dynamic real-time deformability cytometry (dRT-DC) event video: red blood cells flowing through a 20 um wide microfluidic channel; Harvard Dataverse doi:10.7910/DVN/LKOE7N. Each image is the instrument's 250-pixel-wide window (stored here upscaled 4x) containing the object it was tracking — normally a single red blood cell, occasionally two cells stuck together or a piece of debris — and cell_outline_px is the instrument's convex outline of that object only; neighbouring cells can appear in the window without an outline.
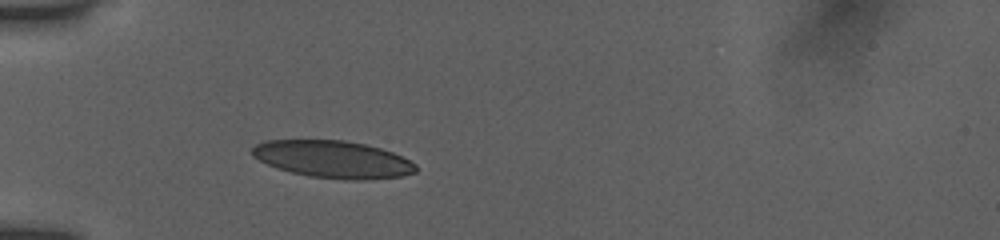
{"species": "human", "species_latin": "Homo sapiens", "temperature_condition": "room temperature", "stored_images_in_passage": 37, "camera_frame_rate_fps": 3000, "um_per_image_px": 0.085, "donor": {"sex": "female"}, "frame": {"image": 1, "passage_image": 1, "time_ms": 0.0, "image_size_px": [1000, 240], "cell_outline_px": [[416, 172], [400, 176], [368, 180], [344, 180], [308, 176], [292, 172], [268, 164], [252, 156], [252, 148], [256, 144], [264, 140], [344, 140], [364, 144], [380, 148], [392, 152], [416, 164]], "centroid_in_image_um": [28.3, 13.54], "position_along_channel_um": 56.7, "area_um2": 35.37}}
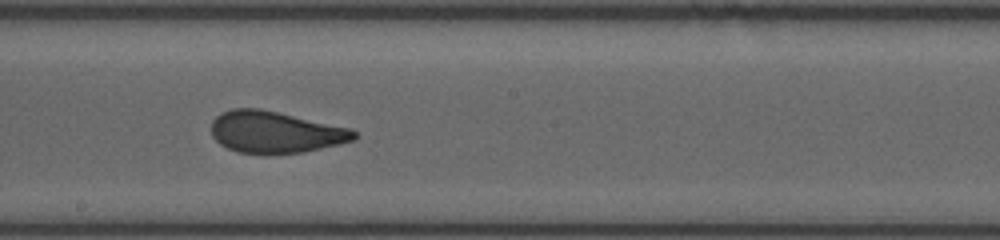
{"frame": {"image": 2, "passage_image": 15, "time_ms": 4.667, "image_size_px": [1000, 240], "cell_outline_px": [[356, 136], [352, 140], [340, 144], [300, 152], [236, 152], [220, 144], [212, 136], [212, 120], [220, 112], [232, 108], [260, 108], [352, 128], [356, 132]], "centroid_in_image_um": [23.38, 11.19], "position_along_channel_um": 224.8, "area_um2": 34.28}}
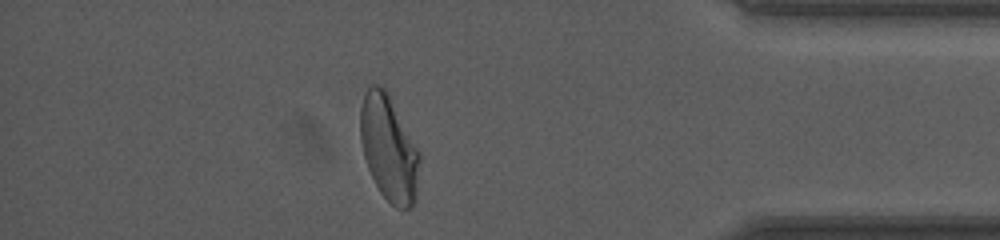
{"frame": {"image": 3, "passage_image": 31, "time_ms": 10.0, "image_size_px": [1000, 240], "cell_outline_px": [[420, 160], [416, 200], [408, 208], [396, 208], [380, 192], [368, 168], [364, 156], [360, 140], [360, 108], [364, 92], [368, 84], [380, 84], [384, 88], [420, 152]], "centroid_in_image_um": [33.04, 12.59], "position_along_channel_um": 402.2, "area_um2": 36.3}, "authors_computed_cell_mechanics": {"area_um2": 35.3736, "velocity_mm_per_s": 3.8665, "shape_relaxation_time_tau1_ms": 7.206, "shape_relaxation_time_tau2_ms": 0.8865, "deformation_change_tau1": 0.2185, "deformation_change_tau2": 0.0822}}